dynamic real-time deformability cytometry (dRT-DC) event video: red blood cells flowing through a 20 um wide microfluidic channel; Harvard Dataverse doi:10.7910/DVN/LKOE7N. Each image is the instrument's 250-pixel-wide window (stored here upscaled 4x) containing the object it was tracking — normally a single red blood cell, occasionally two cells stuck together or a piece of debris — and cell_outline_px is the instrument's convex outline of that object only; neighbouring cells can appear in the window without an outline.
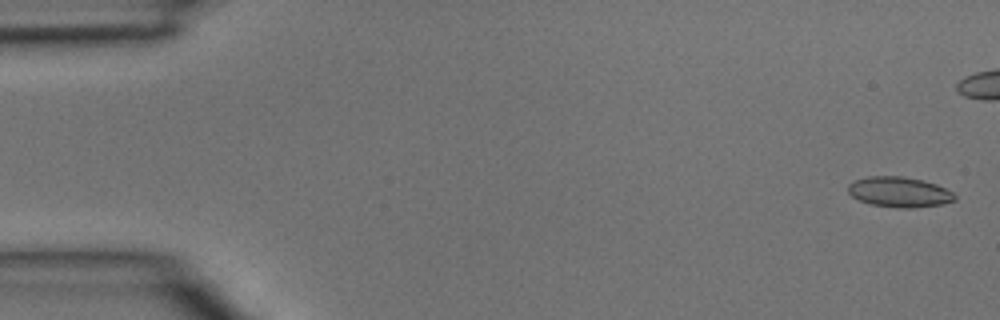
{"species": "common noctule bat (a hibernating species)", "species_latin": "Nyctalus noctula", "temperature_condition": "room temperature", "stored_images_in_passage": 5, "camera_frame_rate_fps": 3000, "um_per_image_px": 0.085, "animal": {"sex": "male", "body_mass_g": 15.6}, "frame": {"image": 1, "passage_image": 1, "time_ms": 0.0, "image_size_px": [1000, 320], "cell_outline_px": [[956, 200], [940, 204], [912, 208], [896, 208], [872, 204], [860, 200], [852, 196], [848, 192], [848, 184], [856, 180], [868, 176], [904, 176], [924, 180], [936, 184], [952, 192], [956, 196]], "centroid_in_image_um": [76.44, 16.31], "position_along_channel_um": 8.6, "area_um2": 18.79}}
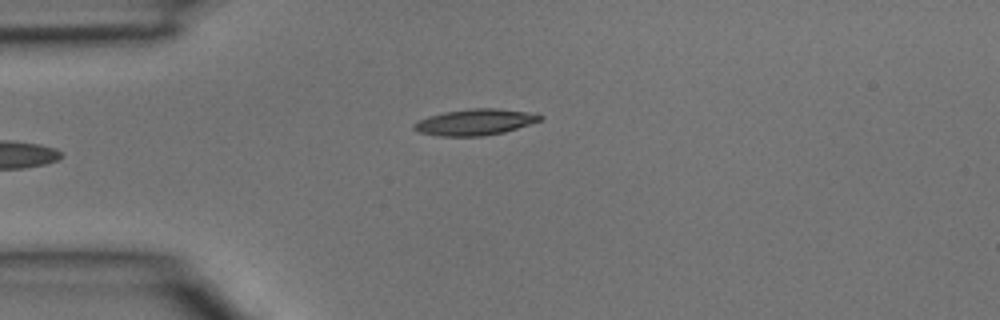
{"frame": {"image": 2, "passage_image": 4, "time_ms": 1.0, "image_size_px": [1000, 320], "cell_outline_px": [[544, 116], [540, 120], [504, 132], [484, 136], [440, 136], [420, 132], [412, 128], [412, 124], [428, 116], [444, 112], [472, 108], [492, 108], [524, 112]], "centroid_in_image_um": [40.31, 10.38], "position_along_channel_um": 44.7, "area_um2": 18.84}}